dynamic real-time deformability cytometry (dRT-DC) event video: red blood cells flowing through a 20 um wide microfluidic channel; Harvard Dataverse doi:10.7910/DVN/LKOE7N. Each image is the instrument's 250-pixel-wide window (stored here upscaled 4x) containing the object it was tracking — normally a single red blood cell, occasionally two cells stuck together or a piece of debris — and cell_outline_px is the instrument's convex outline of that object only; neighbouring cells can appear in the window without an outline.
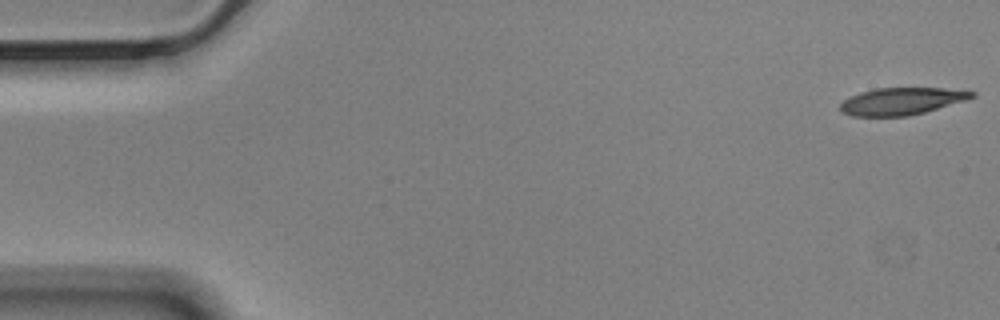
{"species": "Egyptian fruit bat (a non-hibernating species)", "species_latin": "Rousettus aegyptiacus", "temperature_condition": "cold", "stored_images_in_passage": 57, "camera_frame_rate_fps": 3000, "um_per_image_px": 0.085, "animal": {"sex": "male"}, "frame": {"image": 1, "passage_image": 1, "time_ms": 0.0, "image_size_px": [1000, 320], "cell_outline_px": [[976, 96], [964, 100], [924, 112], [908, 116], [852, 116], [844, 112], [840, 108], [840, 104], [844, 100], [860, 92], [876, 88], [944, 88], [976, 92]], "centroid_in_image_um": [76.63, 8.6], "position_along_channel_um": 8.4, "area_um2": 20.52}}
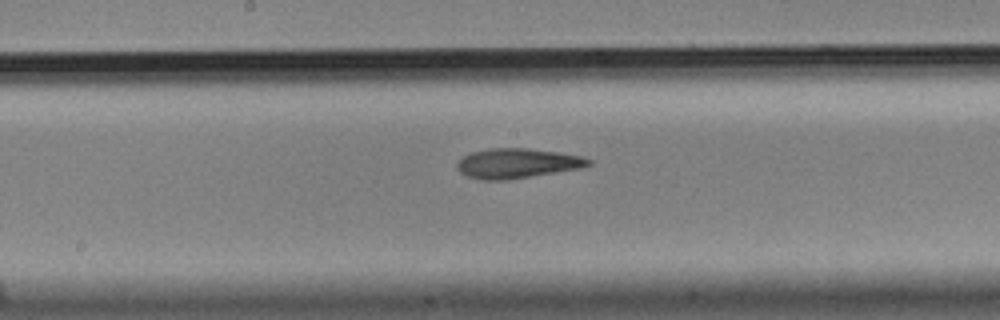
{"frame": {"image": 2, "passage_image": 29, "time_ms": 9.333, "image_size_px": [1000, 320], "cell_outline_px": [[592, 164], [580, 168], [508, 180], [480, 180], [468, 176], [460, 172], [456, 168], [456, 164], [464, 156], [472, 152], [492, 148], [528, 148], [584, 156], [592, 160]], "centroid_in_image_um": [43.97, 13.88], "position_along_channel_um": 204.2, "area_um2": 22.77}}
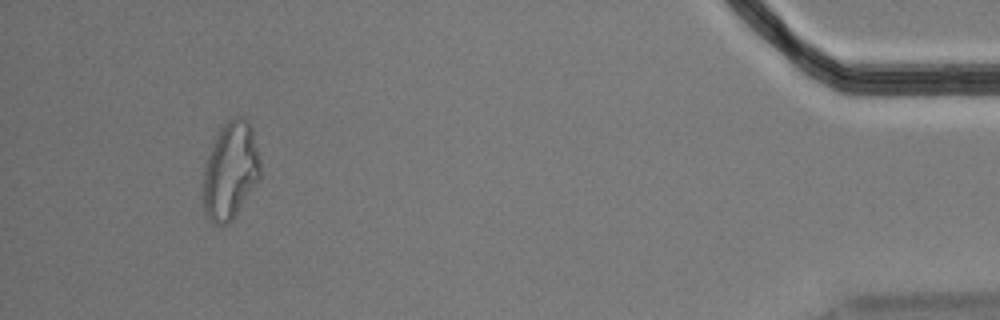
{"frame": {"image": 3, "passage_image": 53, "time_ms": 17.333, "image_size_px": [1000, 320], "cell_outline_px": [[260, 176], [232, 220], [228, 224], [212, 224], [208, 220], [204, 212], [204, 168], [208, 156], [216, 136], [220, 128], [228, 120], [236, 116], [244, 116], [248, 120], [252, 128], [260, 160]], "centroid_in_image_um": [19.58, 14.5], "position_along_channel_um": 415.6, "area_um2": 32.08}, "authors_computed_cell_mechanics": {"area_um2": 22.7732, "velocity_mm_per_s": 3.4915, "shape_relaxation_time_tau1_ms": 7.779, "shape_relaxation_time_tau2_ms": 3.2689, "deformation_change_tau1": 0.2113, "deformation_change_tau2": 0.1285}}